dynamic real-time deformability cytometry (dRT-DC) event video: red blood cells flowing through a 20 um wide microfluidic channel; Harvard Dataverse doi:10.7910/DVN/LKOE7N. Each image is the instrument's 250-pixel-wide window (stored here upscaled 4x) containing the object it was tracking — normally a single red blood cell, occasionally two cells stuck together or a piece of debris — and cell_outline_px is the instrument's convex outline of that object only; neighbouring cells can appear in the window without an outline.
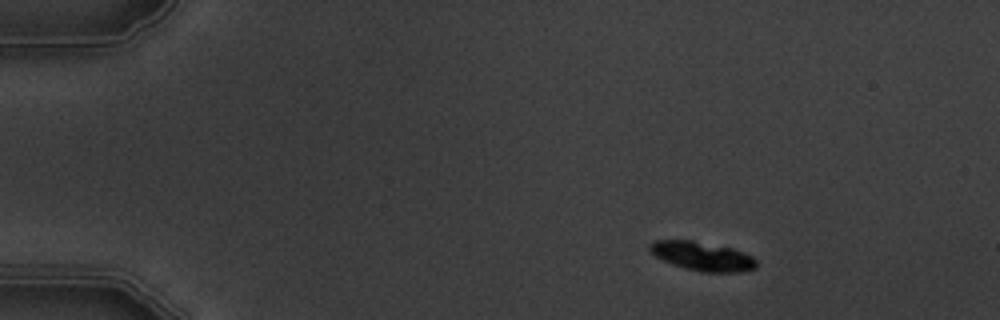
{"species": "common noctule bat (a hibernating species)", "species_latin": "Nyctalus noctula", "temperature_condition": "warm", "stored_images_in_passage": 8, "camera_frame_rate_fps": 3000, "um_per_image_px": 0.085, "animal": {"sex": "male", "body_mass_g": 19.5, "forearm_length_mm": 54.6}, "frame": {"image": 1, "passage_image": 2, "time_ms": 1.333, "image_size_px": [1000, 320], "cell_outline_px": [[756, 268], [744, 272], [700, 272], [672, 264], [656, 256], [648, 248], [656, 240], [692, 240], [732, 248], [744, 252], [752, 256], [756, 260]], "centroid_in_image_um": [59.75, 21.78], "position_along_channel_um": 25.3, "area_um2": 17.86}}
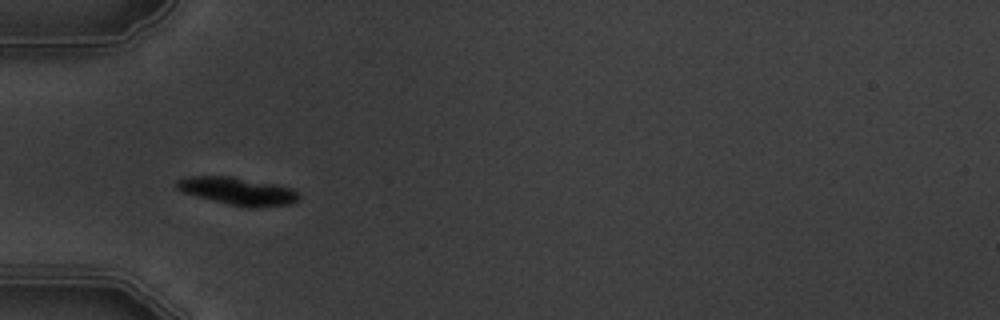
{"frame": {"image": 2, "passage_image": 5, "time_ms": 4.667, "image_size_px": [1000, 320], "cell_outline_px": [[300, 196], [292, 204], [260, 208], [248, 208], [228, 204], [184, 192], [176, 188], [176, 180], [188, 176], [232, 176], [276, 184], [292, 188]], "centroid_in_image_um": [20.24, 16.25], "position_along_channel_um": 64.8, "area_um2": 19.71}}